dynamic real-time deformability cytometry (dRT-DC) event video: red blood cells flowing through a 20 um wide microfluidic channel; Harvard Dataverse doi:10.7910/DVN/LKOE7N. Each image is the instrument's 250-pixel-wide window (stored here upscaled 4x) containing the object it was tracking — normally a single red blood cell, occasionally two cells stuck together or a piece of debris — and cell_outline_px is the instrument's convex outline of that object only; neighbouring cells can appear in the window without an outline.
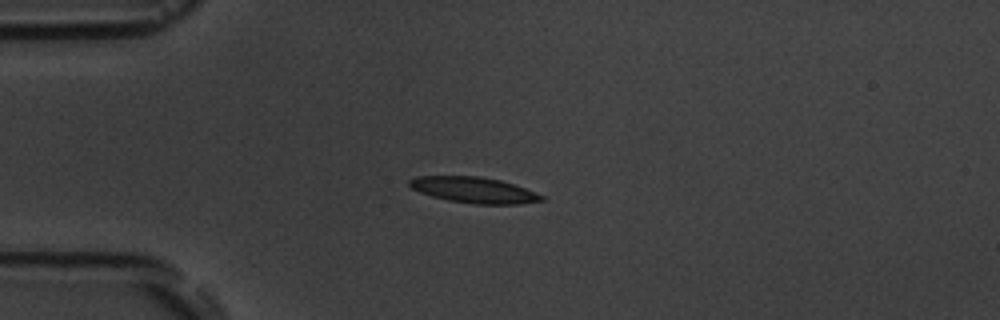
{"species": "common noctule bat (a hibernating species)", "species_latin": "Nyctalus noctula", "temperature_condition": "room temperature", "stored_images_in_passage": 8, "camera_frame_rate_fps": 3000, "um_per_image_px": 0.085, "animal": {"sex": "male", "body_mass_g": 19.5, "forearm_length_mm": 54.6}, "frame": {"image": 1, "passage_image": 2, "time_ms": 2.0, "image_size_px": [1000, 320], "cell_outline_px": [[548, 200], [520, 204], [472, 204], [448, 200], [432, 196], [420, 192], [412, 188], [408, 184], [408, 180], [416, 176], [480, 176], [500, 180], [536, 192], [544, 196]], "centroid_in_image_um": [40.3, 16.15], "position_along_channel_um": 44.7, "area_um2": 20.0}}
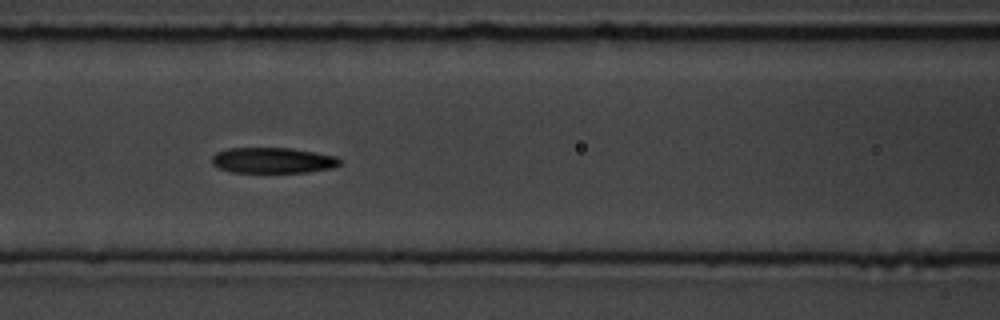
{"frame": {"image": 2, "passage_image": 5, "time_ms": 5.333, "image_size_px": [1000, 320], "cell_outline_px": [[340, 164], [332, 168], [308, 172], [232, 172], [220, 168], [212, 164], [212, 156], [216, 152], [228, 148], [292, 148], [336, 156], [340, 160]], "centroid_in_image_um": [23.18, 13.62], "position_along_channel_um": 143.4, "area_um2": 19.07}}
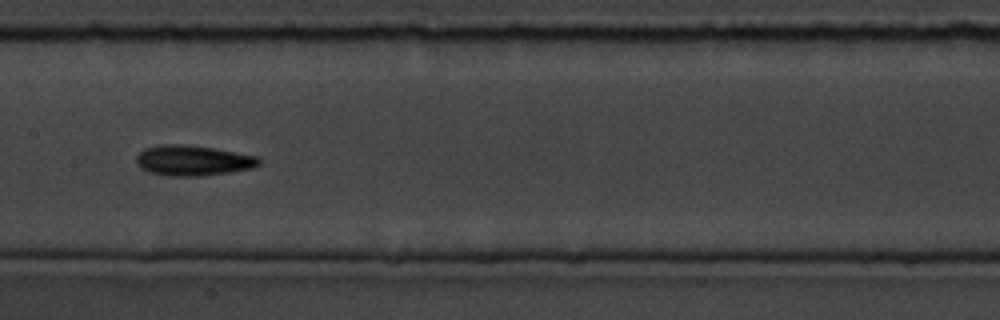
{"frame": {"image": 3, "passage_image": 6, "time_ms": 6.667, "image_size_px": [1000, 320], "cell_outline_px": [[260, 164], [252, 168], [232, 172], [200, 176], [168, 176], [148, 172], [140, 168], [136, 160], [136, 156], [144, 148], [160, 144], [188, 144], [236, 152], [256, 156], [260, 160]], "centroid_in_image_um": [16.37, 13.64], "position_along_channel_um": 191.0, "area_um2": 21.85}}